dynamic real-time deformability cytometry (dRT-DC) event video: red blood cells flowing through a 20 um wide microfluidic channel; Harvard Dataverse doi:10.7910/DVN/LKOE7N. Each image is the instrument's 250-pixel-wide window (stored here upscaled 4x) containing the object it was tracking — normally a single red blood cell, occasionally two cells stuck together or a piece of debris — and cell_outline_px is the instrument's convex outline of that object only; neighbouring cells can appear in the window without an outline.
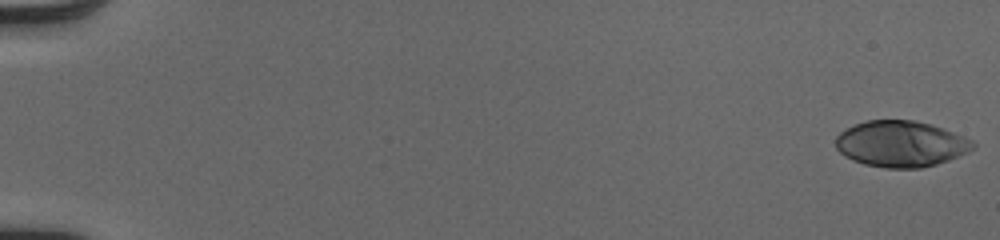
{"species": "human", "species_latin": "Homo sapiens", "temperature_condition": "cold", "stored_images_in_passage": 52, "camera_frame_rate_fps": 3000, "um_per_image_px": 0.085, "donor": {"sex": "male"}, "frame": {"image": 1, "passage_image": 1, "time_ms": 0.0, "image_size_px": [1000, 240], "cell_outline_px": [[976, 144], [968, 152], [948, 160], [936, 164], [920, 168], [884, 168], [864, 164], [852, 160], [844, 156], [836, 148], [836, 136], [840, 132], [856, 124], [868, 120], [916, 120], [932, 124], [964, 136], [972, 140]], "centroid_in_image_um": [76.57, 12.23], "position_along_channel_um": 8.4, "area_um2": 36.88}}
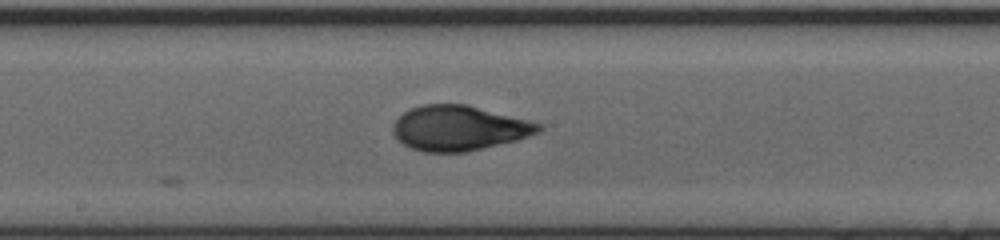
{"frame": {"image": 2, "passage_image": 30, "time_ms": 9.667, "image_size_px": [1000, 240], "cell_outline_px": [[544, 128], [540, 132], [516, 140], [464, 152], [424, 152], [412, 148], [404, 144], [392, 132], [392, 124], [404, 112], [412, 108], [424, 104], [468, 104], [544, 124]], "centroid_in_image_um": [39.04, 10.88], "position_along_channel_um": 209.2, "area_um2": 38.09}}
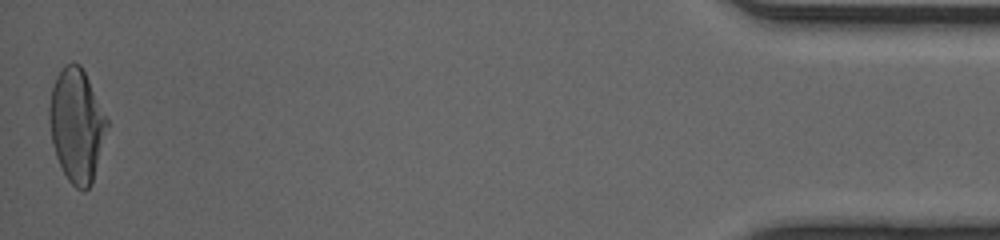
{"frame": {"image": 3, "passage_image": 52, "time_ms": 17.0, "image_size_px": [1000, 240], "cell_outline_px": [[108, 124], [92, 184], [84, 192], [76, 188], [68, 180], [56, 156], [52, 140], [48, 120], [48, 108], [52, 88], [56, 76], [64, 64], [72, 60], [80, 64], [108, 120]], "centroid_in_image_um": [6.49, 10.63], "position_along_channel_um": 428.7, "area_um2": 37.86}, "authors_computed_cell_mechanics": {"area_um2": 36.9342, "velocity_mm_per_s": 4.1004, "shape_relaxation_time_tau1_ms": 4.9245, "shape_relaxation_time_tau2_ms": 0.6995, "deformation_change_tau1": 0.2195, "deformation_change_tau2": 0.0583}}